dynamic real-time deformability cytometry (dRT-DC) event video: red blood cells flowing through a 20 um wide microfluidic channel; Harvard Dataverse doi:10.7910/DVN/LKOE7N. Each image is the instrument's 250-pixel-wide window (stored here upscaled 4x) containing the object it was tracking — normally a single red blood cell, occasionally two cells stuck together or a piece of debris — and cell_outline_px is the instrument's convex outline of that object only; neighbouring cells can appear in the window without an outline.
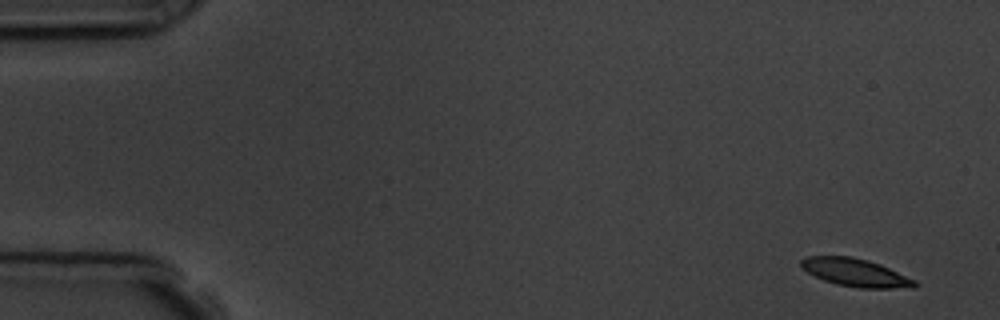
{"species": "common noctule bat (a hibernating species)", "species_latin": "Nyctalus noctula", "temperature_condition": "room temperature", "stored_images_in_passage": 5, "camera_frame_rate_fps": 3000, "um_per_image_px": 0.085, "animal": {"sex": "male", "body_mass_g": 19.5, "forearm_length_mm": 54.6}, "frame": {"image": 1, "passage_image": 1, "time_ms": 0.0, "image_size_px": [1000, 320], "cell_outline_px": [[920, 284], [916, 288], [856, 288], [836, 284], [824, 280], [808, 272], [800, 264], [800, 260], [808, 256], [852, 256], [868, 260], [880, 264], [916, 280]], "centroid_in_image_um": [72.77, 23.18], "position_along_channel_um": 12.2, "area_um2": 18.55}}
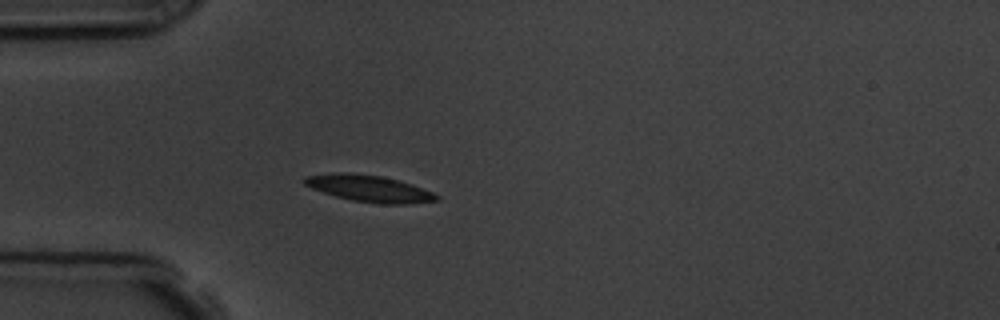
{"frame": {"image": 2, "passage_image": 5, "time_ms": 4.333, "image_size_px": [1000, 320], "cell_outline_px": [[440, 200], [408, 204], [380, 204], [352, 200], [336, 196], [312, 188], [304, 184], [300, 180], [304, 176], [336, 172], [352, 172], [380, 176], [412, 184], [432, 192], [440, 196]], "centroid_in_image_um": [31.36, 16.02], "position_along_channel_um": 53.6, "area_um2": 20.58}}